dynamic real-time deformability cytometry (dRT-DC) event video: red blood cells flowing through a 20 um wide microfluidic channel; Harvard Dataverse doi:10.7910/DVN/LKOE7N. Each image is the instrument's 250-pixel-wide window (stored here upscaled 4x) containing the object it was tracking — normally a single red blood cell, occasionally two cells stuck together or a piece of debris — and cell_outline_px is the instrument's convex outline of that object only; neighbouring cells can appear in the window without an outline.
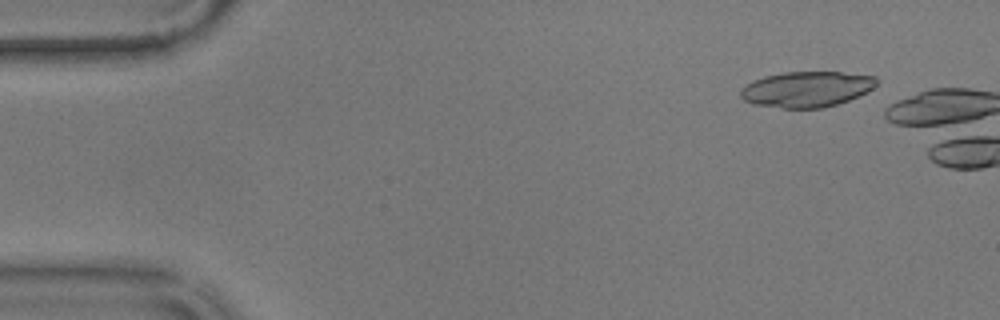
{"species": "common noctule bat (a hibernating species)", "species_latin": "Nyctalus noctula", "temperature_condition": "warm", "stored_images_in_passage": 7, "camera_frame_rate_fps": 3000, "um_per_image_px": 0.085, "animal": {"sex": "male", "body_mass_g": 17.9}, "frame": {"image": 1, "passage_image": 5, "time_ms": 1.333, "image_size_px": [1000, 320], "cell_outline_px": [[880, 80], [868, 92], [848, 100], [836, 104], [820, 108], [784, 108], [752, 104], [744, 100], [740, 96], [740, 92], [752, 80], [764, 76], [784, 72], [840, 72], [876, 76]], "centroid_in_image_um": [68.58, 7.58], "position_along_channel_um": 16.4, "area_um2": 28.21}}